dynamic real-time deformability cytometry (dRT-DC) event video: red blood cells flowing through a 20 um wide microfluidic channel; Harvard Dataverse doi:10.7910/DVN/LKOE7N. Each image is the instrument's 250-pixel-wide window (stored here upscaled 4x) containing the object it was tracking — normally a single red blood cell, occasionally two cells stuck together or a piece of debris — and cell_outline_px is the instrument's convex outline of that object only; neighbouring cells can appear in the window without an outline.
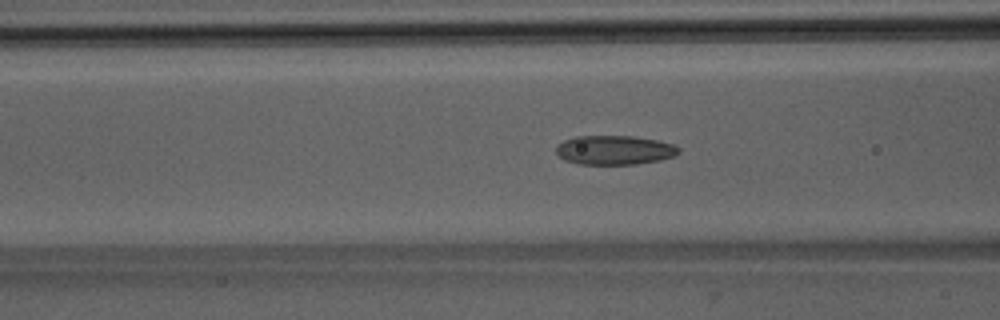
{"species": "Egyptian fruit bat (a non-hibernating species)", "species_latin": "Rousettus aegyptiacus", "temperature_condition": "room temperature", "stored_images_in_passage": 50, "camera_frame_rate_fps": 3000, "um_per_image_px": 0.085, "animal": {"sex": "male"}, "frame": {"image": 1, "passage_image": 19, "time_ms": 6.0, "image_size_px": [1000, 320], "cell_outline_px": [[680, 152], [676, 156], [660, 160], [636, 164], [580, 164], [564, 160], [556, 152], [556, 148], [564, 140], [576, 136], [632, 136], [656, 140], [672, 144], [680, 148]], "centroid_in_image_um": [52.26, 12.76], "position_along_channel_um": 114.3, "area_um2": 20.81}}
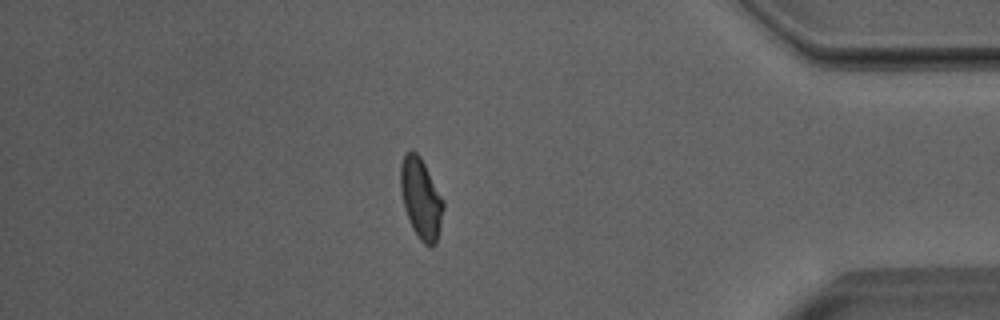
{"frame": {"image": 2, "passage_image": 43, "time_ms": 14.0, "image_size_px": [1000, 320], "cell_outline_px": [[444, 208], [440, 228], [436, 244], [432, 248], [424, 244], [420, 240], [412, 228], [408, 220], [404, 208], [400, 188], [400, 164], [404, 156], [408, 152], [416, 152], [420, 156], [444, 200]], "centroid_in_image_um": [35.78, 16.92], "position_along_channel_um": 399.4, "area_um2": 20.17}}
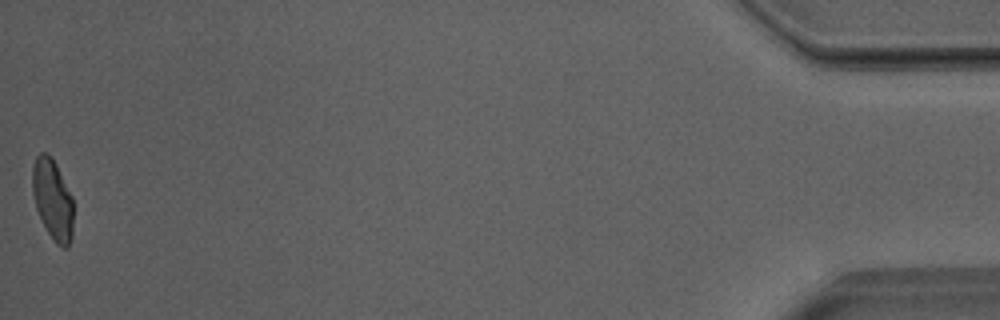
{"frame": {"image": 3, "passage_image": 50, "time_ms": 16.333, "image_size_px": [1000, 320], "cell_outline_px": [[72, 236], [68, 248], [64, 248], [56, 244], [48, 232], [36, 208], [32, 192], [32, 168], [36, 156], [40, 152], [48, 152], [52, 156], [72, 196]], "centroid_in_image_um": [4.46, 16.92], "position_along_channel_um": 430.7, "area_um2": 19.19}, "authors_computed_cell_mechanics": {"area_um2": 20.4612, "velocity_mm_per_s": 4.0056, "shape_relaxation_time_tau1_ms": 7.7273, "shape_relaxation_time_tau2_ms": 1.4738, "deformation_change_tau1": 0.1801, "deformation_change_tau2": 0.0783}}